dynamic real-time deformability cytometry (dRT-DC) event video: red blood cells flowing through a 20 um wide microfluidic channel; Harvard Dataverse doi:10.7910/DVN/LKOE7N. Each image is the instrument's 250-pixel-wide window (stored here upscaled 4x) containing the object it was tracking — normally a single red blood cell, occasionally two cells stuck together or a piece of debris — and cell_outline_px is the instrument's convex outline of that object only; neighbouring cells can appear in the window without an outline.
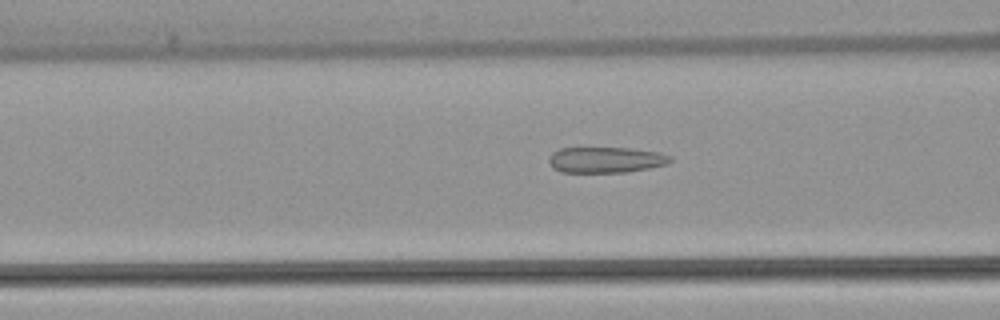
{"species": "common noctule bat (a hibernating species)", "species_latin": "Nyctalus noctula", "temperature_condition": "warm", "stored_images_in_passage": 53, "camera_frame_rate_fps": 3000, "um_per_image_px": 0.085, "animal": {"sex": "female", "body_mass_g": 22.7, "forearm_length_mm": 54.2}, "frame": {"image": 1, "passage_image": 21, "time_ms": 6.667, "image_size_px": [1000, 320], "cell_outline_px": [[672, 160], [668, 164], [628, 172], [560, 172], [552, 168], [548, 160], [548, 156], [552, 152], [560, 148], [632, 148], [660, 152], [672, 156]], "centroid_in_image_um": [51.49, 13.58], "position_along_channel_um": 115.1, "area_um2": 18.5}}
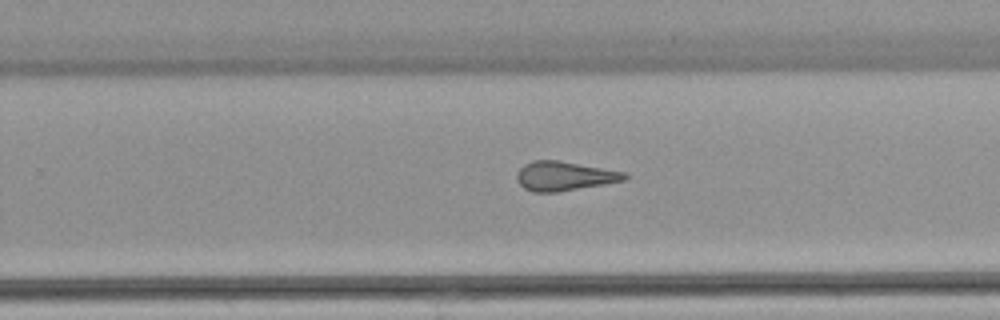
{"frame": {"image": 2, "passage_image": 34, "time_ms": 11.0, "image_size_px": [1000, 320], "cell_outline_px": [[628, 176], [624, 180], [604, 184], [556, 192], [532, 192], [524, 188], [516, 180], [516, 172], [524, 164], [532, 160], [560, 160], [628, 172]], "centroid_in_image_um": [47.96, 14.95], "position_along_channel_um": 281.8, "area_um2": 18.55}}
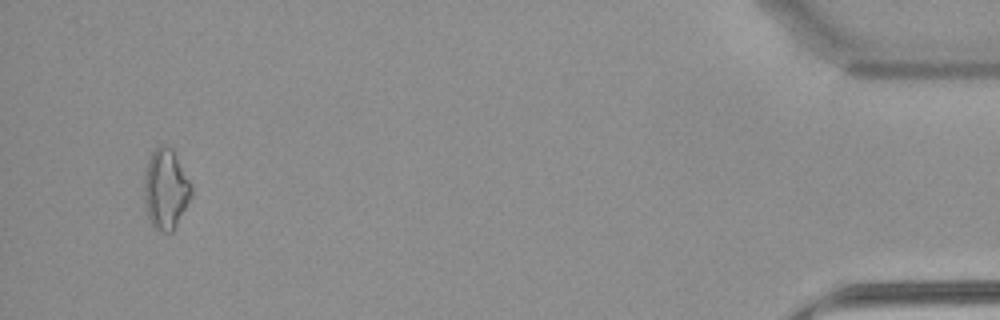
{"frame": {"image": 3, "passage_image": 51, "time_ms": 16.667, "image_size_px": [1000, 320], "cell_outline_px": [[192, 196], [172, 232], [160, 232], [152, 228], [148, 220], [144, 208], [144, 176], [148, 160], [152, 152], [160, 144], [164, 144], [172, 148], [192, 184]], "centroid_in_image_um": [14.07, 16.1], "position_along_channel_um": 421.1, "area_um2": 22.48}, "authors_computed_cell_mechanics": {"area_um2": 19.5942, "velocity_mm_per_s": 3.8517, "shape_relaxation_time_tau1_ms": null, "shape_relaxation_time_tau2_ms": 1.5982, "deformation_change_tau1": null, "deformation_change_tau2": 0.1181}}